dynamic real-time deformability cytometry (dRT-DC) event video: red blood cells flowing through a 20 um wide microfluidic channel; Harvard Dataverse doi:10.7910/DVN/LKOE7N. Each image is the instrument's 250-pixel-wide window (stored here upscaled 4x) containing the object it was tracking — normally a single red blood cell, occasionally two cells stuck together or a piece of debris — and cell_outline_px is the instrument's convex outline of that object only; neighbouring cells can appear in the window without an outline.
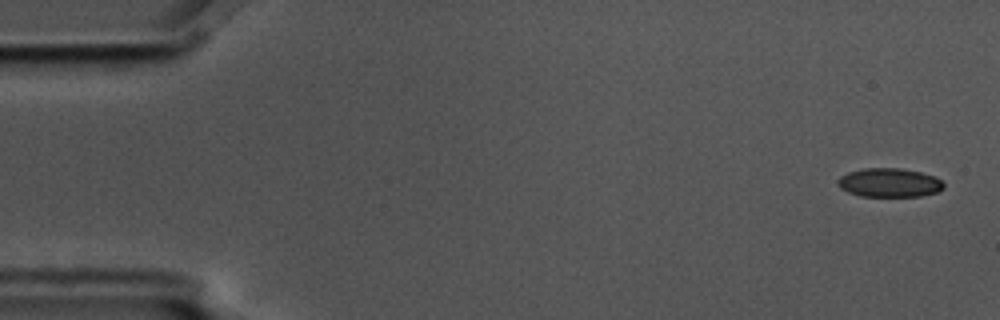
{"species": "common noctule bat (a hibernating species)", "species_latin": "Nyctalus noctula", "temperature_condition": "cold", "stored_images_in_passage": 5, "camera_frame_rate_fps": 3000, "um_per_image_px": 0.085, "animal": {"sex": "male", "body_mass_g": 17.5, "forearm_length_mm": 52.3}, "frame": {"image": 1, "passage_image": 1, "time_ms": 0.0, "image_size_px": [1000, 320], "cell_outline_px": [[944, 188], [936, 192], [920, 196], [860, 196], [848, 192], [840, 188], [836, 180], [840, 176], [848, 172], [864, 168], [900, 168], [920, 172], [936, 176], [944, 184]], "centroid_in_image_um": [75.58, 15.52], "position_along_channel_um": 9.4, "area_um2": 17.86}}
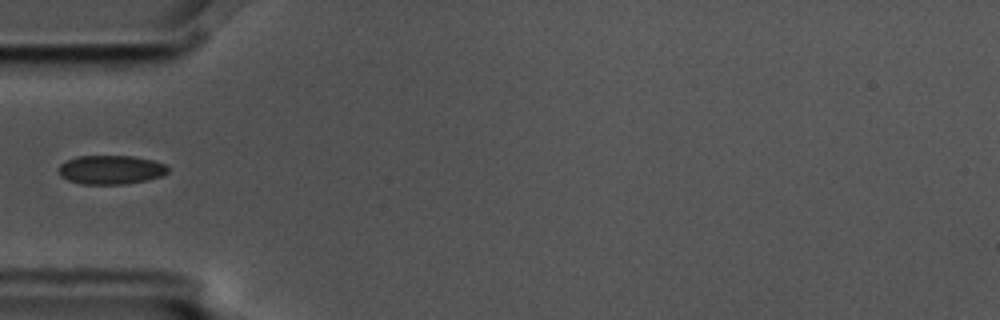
{"frame": {"image": 2, "passage_image": 5, "time_ms": 1.333, "image_size_px": [1000, 320], "cell_outline_px": [[168, 172], [160, 176], [148, 180], [124, 184], [80, 184], [68, 180], [60, 176], [60, 164], [76, 156], [132, 156], [152, 160], [164, 164], [168, 168]], "centroid_in_image_um": [9.41, 14.43], "position_along_channel_um": 75.6, "area_um2": 18.32}}